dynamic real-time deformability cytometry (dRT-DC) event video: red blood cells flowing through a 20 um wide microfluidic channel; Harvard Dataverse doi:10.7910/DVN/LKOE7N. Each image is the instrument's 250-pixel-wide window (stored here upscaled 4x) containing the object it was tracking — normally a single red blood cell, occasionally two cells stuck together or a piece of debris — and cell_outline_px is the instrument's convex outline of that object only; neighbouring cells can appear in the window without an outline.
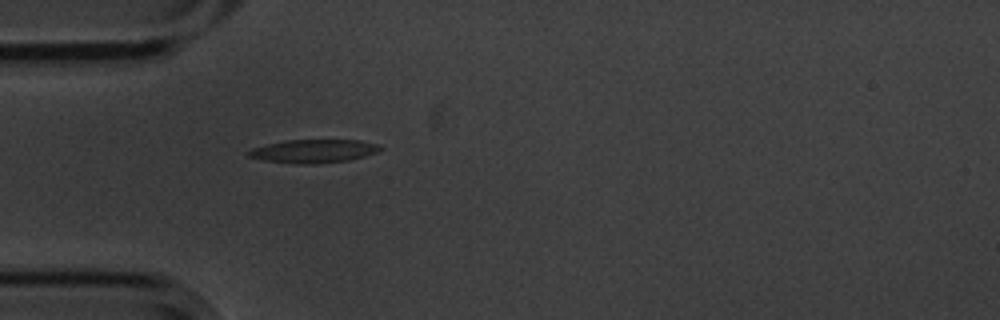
{"species": "common noctule bat (a hibernating species)", "species_latin": "Nyctalus noctula", "temperature_condition": "cold", "stored_images_in_passage": 40, "camera_frame_rate_fps": 3000, "um_per_image_px": 0.085, "animal": {"sex": "male", "body_mass_g": 20.1, "forearm_length_mm": 53.5}, "frame": {"image": 1, "passage_image": 1, "time_ms": 0.0, "image_size_px": [1000, 320], "cell_outline_px": [[384, 148], [376, 152], [364, 156], [348, 160], [316, 164], [292, 164], [264, 160], [248, 156], [248, 152], [252, 148], [268, 144], [288, 140], [360, 140], [376, 144]], "centroid_in_image_um": [26.66, 12.85], "position_along_channel_um": 58.3, "area_um2": 17.8}}
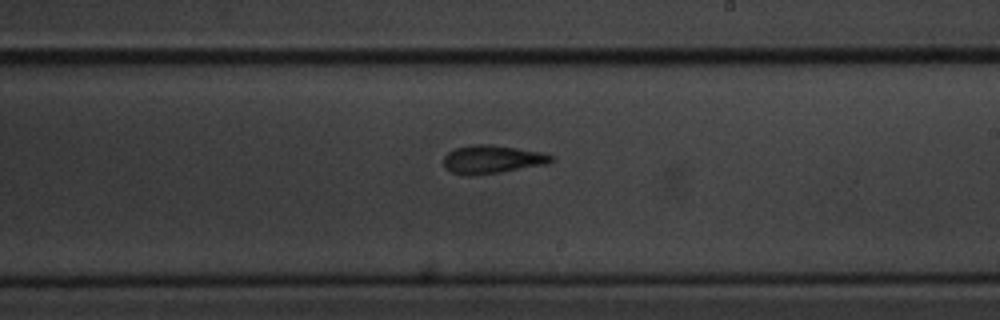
{"frame": {"image": 2, "passage_image": 17, "time_ms": 5.333, "image_size_px": [1000, 320], "cell_outline_px": [[552, 160], [548, 164], [500, 172], [468, 176], [464, 176], [452, 172], [444, 168], [444, 156], [448, 152], [456, 148], [472, 144], [492, 144], [544, 152], [552, 156]], "centroid_in_image_um": [41.82, 13.54], "position_along_channel_um": 247.2, "area_um2": 17.86}}
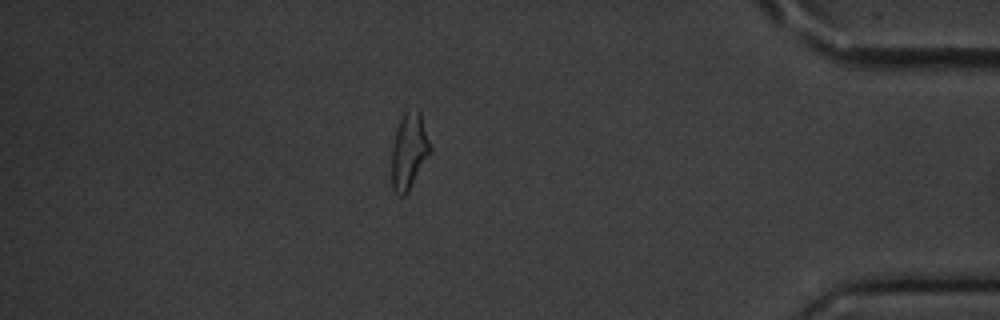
{"frame": {"image": 3, "passage_image": 33, "time_ms": 10.667, "image_size_px": [1000, 320], "cell_outline_px": [[432, 152], [408, 192], [404, 196], [400, 196], [392, 188], [392, 144], [400, 120], [404, 112], [408, 108], [420, 108], [432, 148]], "centroid_in_image_um": [34.8, 12.8], "position_along_channel_um": 400.4, "area_um2": 17.57}, "authors_computed_cell_mechanics": {"area_um2": 17.7157, "velocity_mm_per_s": 3.5922, "shape_relaxation_time_tau1_ms": 4.0132, "shape_relaxation_time_tau2_ms": 4.3295, "deformation_change_tau1": 0.1216, "deformation_change_tau2": 0.1351}}